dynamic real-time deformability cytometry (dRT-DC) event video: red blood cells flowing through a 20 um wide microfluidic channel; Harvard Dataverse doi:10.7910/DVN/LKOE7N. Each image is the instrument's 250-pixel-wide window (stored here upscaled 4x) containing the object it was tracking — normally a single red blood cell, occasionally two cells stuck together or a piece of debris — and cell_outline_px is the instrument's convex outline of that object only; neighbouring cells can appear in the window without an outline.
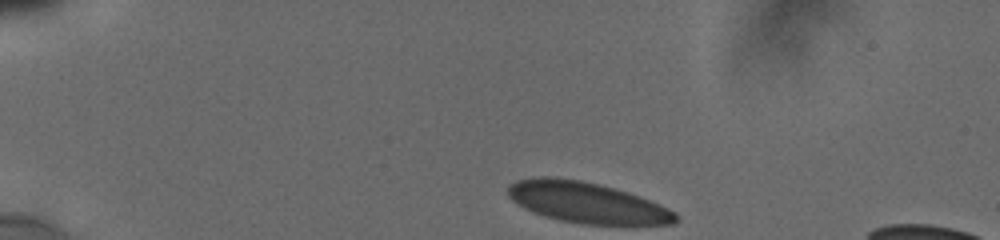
{"species": "human", "species_latin": "Homo sapiens", "temperature_condition": "cold", "stored_images_in_passage": 5, "camera_frame_rate_fps": 3000, "um_per_image_px": 0.085, "donor": {"sex": "male"}, "frame": {"image": 1, "passage_image": 1, "time_ms": 0.0, "image_size_px": [1000, 240], "cell_outline_px": [[680, 220], [676, 224], [580, 224], [560, 220], [544, 216], [532, 212], [524, 208], [512, 200], [508, 196], [508, 184], [516, 180], [540, 176], [544, 176], [580, 180], [600, 184], [628, 192], [640, 196], [668, 208], [676, 212]], "centroid_in_image_um": [49.88, 17.22], "position_along_channel_um": 35.1, "area_um2": 40.0}}
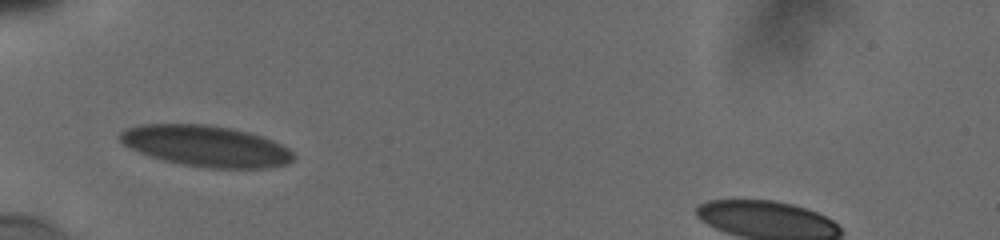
{"frame": {"image": 2, "passage_image": 4, "time_ms": 2.667, "image_size_px": [1000, 240], "cell_outline_px": [[296, 156], [288, 164], [268, 168], [208, 168], [184, 164], [164, 160], [140, 152], [124, 144], [116, 136], [124, 128], [140, 124], [204, 124], [228, 128], [248, 132], [272, 140], [288, 148]], "centroid_in_image_um": [17.5, 12.41], "position_along_channel_um": 67.5, "area_um2": 41.33}}